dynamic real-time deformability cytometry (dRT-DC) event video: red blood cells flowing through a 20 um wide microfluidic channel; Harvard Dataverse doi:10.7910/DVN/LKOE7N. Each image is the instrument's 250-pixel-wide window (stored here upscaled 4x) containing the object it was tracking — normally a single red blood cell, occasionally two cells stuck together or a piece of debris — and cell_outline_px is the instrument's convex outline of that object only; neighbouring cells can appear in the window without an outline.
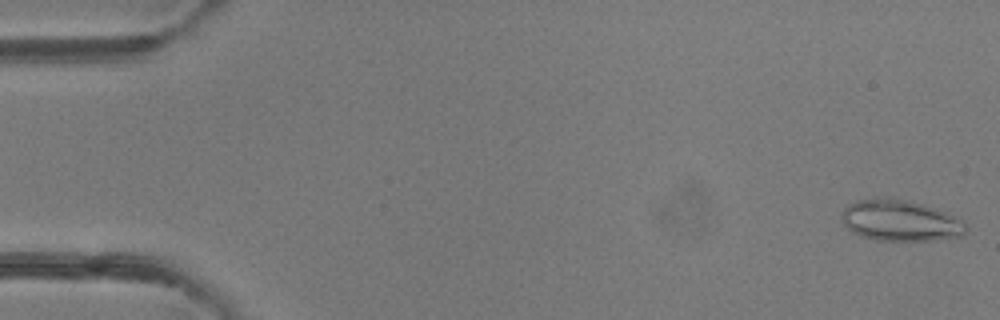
{"species": "common noctule bat (a hibernating species)", "species_latin": "Nyctalus noctula", "temperature_condition": "room temperature", "stored_images_in_passage": 48, "camera_frame_rate_fps": 3000, "um_per_image_px": 0.085, "animal": {"sex": "female"}, "frame": {"image": 1, "passage_image": 1, "time_ms": 0.0, "image_size_px": [1000, 320], "cell_outline_px": [[968, 228], [960, 236], [932, 240], [876, 240], [860, 236], [852, 232], [840, 220], [840, 216], [844, 208], [848, 204], [856, 200], [876, 196], [892, 196], [920, 204], [944, 212], [960, 220]], "centroid_in_image_um": [76.41, 18.72], "position_along_channel_um": 8.6, "area_um2": 29.82}}
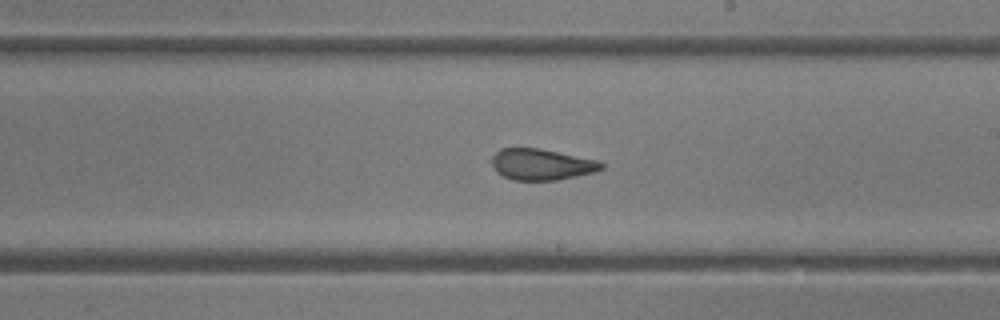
{"frame": {"image": 2, "passage_image": 28, "time_ms": 9.0, "image_size_px": [1000, 320], "cell_outline_px": [[604, 168], [592, 172], [576, 176], [556, 180], [512, 180], [496, 172], [488, 160], [500, 148], [540, 148], [596, 160], [604, 164]], "centroid_in_image_um": [45.96, 13.97], "position_along_channel_um": 243.0, "area_um2": 19.94}}
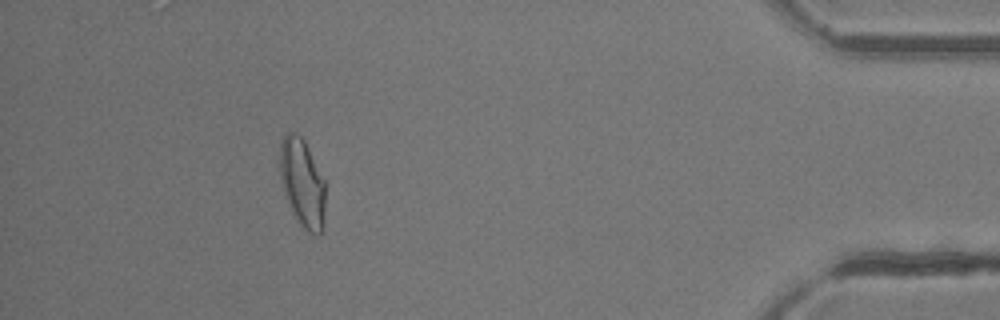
{"frame": {"image": 3, "passage_image": 44, "time_ms": 14.333, "image_size_px": [1000, 320], "cell_outline_px": [[324, 212], [320, 232], [316, 236], [308, 232], [296, 220], [284, 192], [280, 176], [280, 144], [284, 132], [296, 132], [304, 140], [324, 180]], "centroid_in_image_um": [25.67, 15.51], "position_along_channel_um": 409.5, "area_um2": 23.06}, "authors_computed_cell_mechanics": {"area_um2": 22.4842, "velocity_mm_per_s": 4.2099, "shape_relaxation_time_tau1_ms": 9.4629, "shape_relaxation_time_tau2_ms": 1.1428, "deformation_change_tau1": 0.2254, "deformation_change_tau2": 0.0591}}